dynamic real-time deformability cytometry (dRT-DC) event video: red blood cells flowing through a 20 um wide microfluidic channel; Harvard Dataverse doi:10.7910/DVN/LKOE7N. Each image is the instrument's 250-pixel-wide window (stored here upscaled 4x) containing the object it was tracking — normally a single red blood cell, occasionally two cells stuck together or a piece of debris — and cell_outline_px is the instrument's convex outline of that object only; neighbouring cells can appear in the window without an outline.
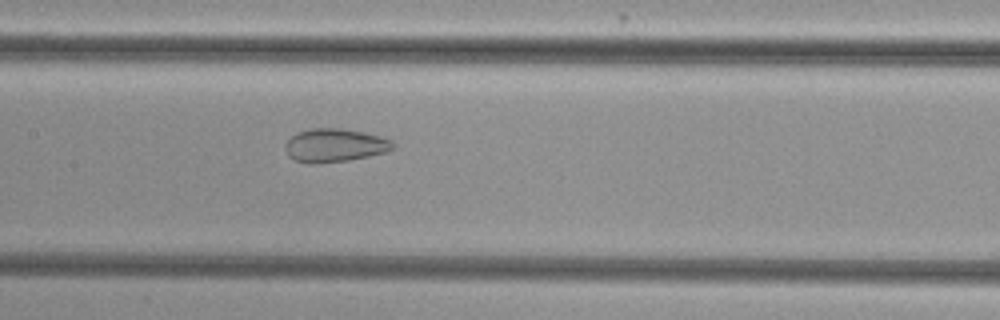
{"species": "common noctule bat (a hibernating species)", "species_latin": "Nyctalus noctula", "temperature_condition": "cold", "stored_images_in_passage": 39, "camera_frame_rate_fps": 3000, "um_per_image_px": 0.085, "animal": {"sex": "female", "body_mass_g": 29.2, "forearm_length_mm": 56.3}, "frame": {"image": 1, "passage_image": 21, "time_ms": 6.667, "image_size_px": [1000, 320], "cell_outline_px": [[396, 148], [384, 152], [368, 156], [348, 160], [316, 164], [308, 164], [296, 160], [288, 156], [284, 148], [284, 144], [292, 136], [300, 132], [312, 128], [340, 128], [364, 132], [380, 136], [392, 140]], "centroid_in_image_um": [28.45, 12.36], "position_along_channel_um": 179.0, "area_um2": 20.98}}
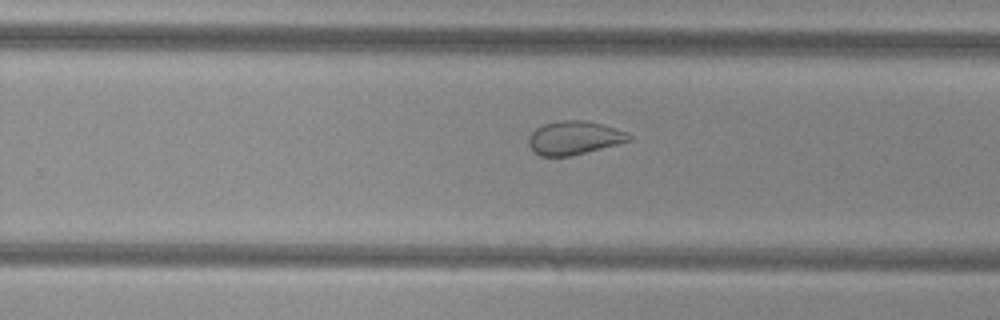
{"frame": {"image": 2, "passage_image": 29, "time_ms": 9.333, "image_size_px": [1000, 320], "cell_outline_px": [[632, 140], [572, 156], [540, 156], [528, 144], [528, 136], [536, 128], [544, 124], [560, 120], [584, 120], [604, 124], [628, 132], [632, 136]], "centroid_in_image_um": [48.83, 11.7], "position_along_channel_um": 281.0, "area_um2": 19.71}}
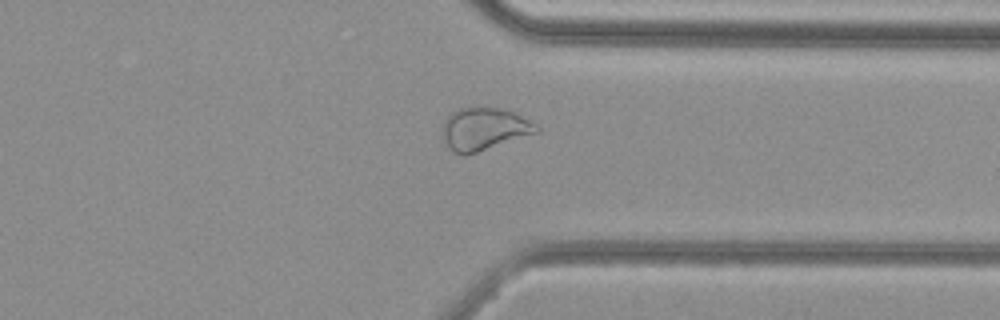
{"frame": {"image": 3, "passage_image": 36, "time_ms": 11.667, "image_size_px": [1000, 320], "cell_outline_px": [[540, 128], [536, 132], [464, 156], [452, 152], [448, 148], [444, 140], [444, 120], [456, 108], [500, 108], [512, 112], [536, 124]], "centroid_in_image_um": [41.09, 10.97], "position_along_channel_um": 370.3, "area_um2": 22.66}}